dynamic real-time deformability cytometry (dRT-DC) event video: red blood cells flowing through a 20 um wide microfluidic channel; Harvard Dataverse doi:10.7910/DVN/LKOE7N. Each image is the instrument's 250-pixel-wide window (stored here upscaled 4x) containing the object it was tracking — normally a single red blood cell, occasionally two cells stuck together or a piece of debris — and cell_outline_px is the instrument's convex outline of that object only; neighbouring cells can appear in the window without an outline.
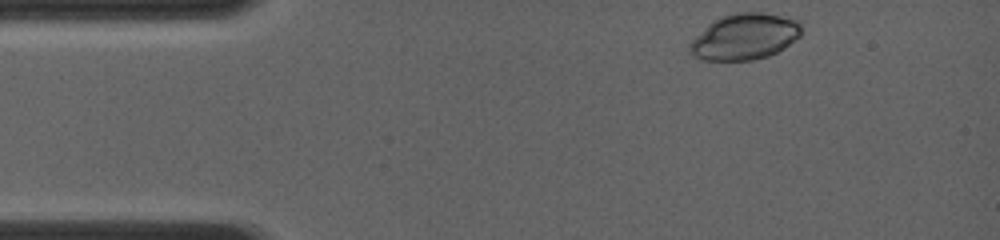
{"species": "common noctule bat (a hibernating species)", "species_latin": "Nyctalus noctula", "temperature_condition": "room temperature", "stored_images_in_passage": 7, "camera_frame_rate_fps": 4000, "um_per_image_px": 0.085, "animal": {"sex": "female", "body_mass_g": 19.0, "forearm_length_mm": 56.7}, "frame": {"image": 1, "passage_image": 1, "time_ms": 0.0, "image_size_px": [1000, 240], "cell_outline_px": [[800, 36], [784, 48], [768, 56], [752, 60], [700, 60], [692, 56], [688, 52], [688, 44], [712, 20], [720, 16], [736, 12], [760, 12], [800, 20]], "centroid_in_image_um": [63.25, 3.12], "position_along_channel_um": 21.7, "area_um2": 30.11}}
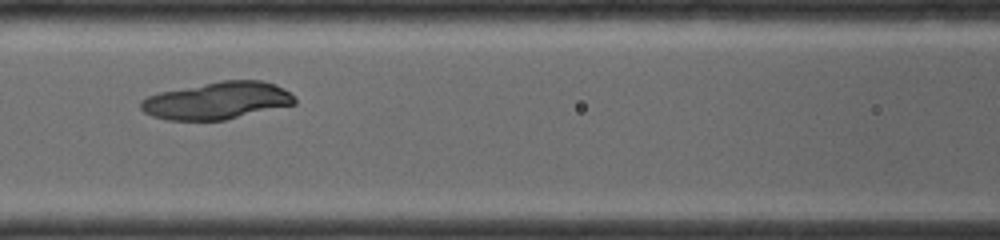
{"frame": {"image": 2, "passage_image": 6, "time_ms": 4.5, "image_size_px": [1000, 240], "cell_outline_px": [[296, 104], [224, 120], [168, 120], [152, 116], [144, 112], [140, 108], [140, 100], [148, 96], [160, 92], [220, 80], [260, 80], [276, 84], [284, 88], [296, 96]], "centroid_in_image_um": [18.48, 8.54], "position_along_channel_um": 148.1, "area_um2": 33.58}}
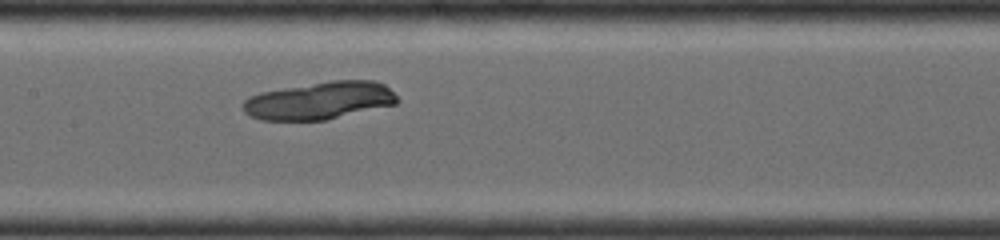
{"frame": {"image": 3, "passage_image": 7, "time_ms": 5.25, "image_size_px": [1000, 240], "cell_outline_px": [[400, 100], [396, 104], [324, 120], [260, 120], [248, 116], [244, 112], [244, 100], [260, 92], [332, 80], [372, 80], [384, 84]], "centroid_in_image_um": [27.16, 8.55], "position_along_channel_um": 180.2, "area_um2": 33.52}}